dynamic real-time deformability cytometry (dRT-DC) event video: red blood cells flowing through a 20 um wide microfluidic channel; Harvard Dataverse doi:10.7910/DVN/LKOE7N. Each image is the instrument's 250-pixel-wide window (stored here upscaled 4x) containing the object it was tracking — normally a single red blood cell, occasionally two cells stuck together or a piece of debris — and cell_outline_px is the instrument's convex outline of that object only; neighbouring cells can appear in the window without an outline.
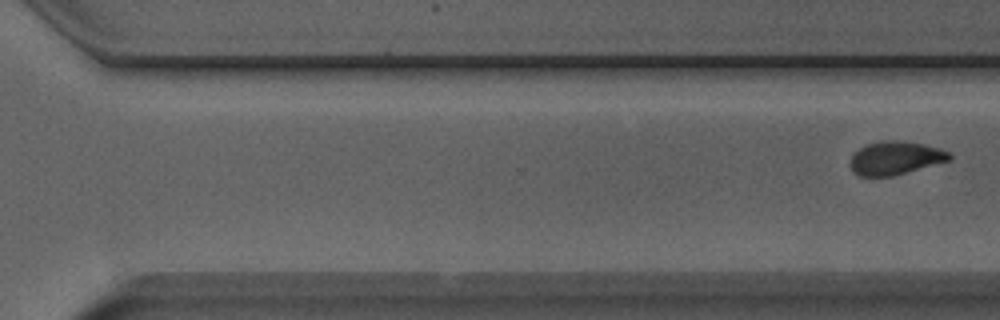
{"species": "Egyptian fruit bat (a non-hibernating species)", "species_latin": "Rousettus aegyptiacus", "temperature_condition": "room temperature", "stored_images_in_passage": 8, "camera_frame_rate_fps": 3000, "um_per_image_px": 0.085, "animal": {"sex": "male"}, "frame": {"image": 1, "passage_image": 8, "time_ms": 2.333, "image_size_px": [1000, 320], "cell_outline_px": [[952, 156], [948, 160], [892, 176], [860, 176], [852, 172], [852, 156], [860, 148], [868, 144], [884, 140], [896, 140], [924, 144], [948, 152]], "centroid_in_image_um": [76.08, 13.43], "position_along_channel_um": 294.5, "area_um2": 18.67}}